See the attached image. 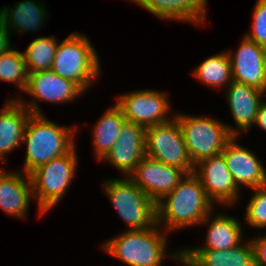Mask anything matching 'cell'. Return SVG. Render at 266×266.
<instances>
[{
    "label": "cell",
    "instance_id": "1",
    "mask_svg": "<svg viewBox=\"0 0 266 266\" xmlns=\"http://www.w3.org/2000/svg\"><path fill=\"white\" fill-rule=\"evenodd\" d=\"M213 208L199 177L193 172L185 175L172 192L156 203L157 224L165 231L200 224ZM162 221V222H161Z\"/></svg>",
    "mask_w": 266,
    "mask_h": 266
},
{
    "label": "cell",
    "instance_id": "2",
    "mask_svg": "<svg viewBox=\"0 0 266 266\" xmlns=\"http://www.w3.org/2000/svg\"><path fill=\"white\" fill-rule=\"evenodd\" d=\"M74 134L73 128L49 121L43 114H32L22 140L27 147L23 171L29 175L51 159L69 153L75 147Z\"/></svg>",
    "mask_w": 266,
    "mask_h": 266
},
{
    "label": "cell",
    "instance_id": "3",
    "mask_svg": "<svg viewBox=\"0 0 266 266\" xmlns=\"http://www.w3.org/2000/svg\"><path fill=\"white\" fill-rule=\"evenodd\" d=\"M157 227L123 232L102 244L103 249L128 266H161L167 239Z\"/></svg>",
    "mask_w": 266,
    "mask_h": 266
},
{
    "label": "cell",
    "instance_id": "4",
    "mask_svg": "<svg viewBox=\"0 0 266 266\" xmlns=\"http://www.w3.org/2000/svg\"><path fill=\"white\" fill-rule=\"evenodd\" d=\"M100 67L98 54L87 36L71 33L58 44L51 70L86 91L100 75Z\"/></svg>",
    "mask_w": 266,
    "mask_h": 266
},
{
    "label": "cell",
    "instance_id": "5",
    "mask_svg": "<svg viewBox=\"0 0 266 266\" xmlns=\"http://www.w3.org/2000/svg\"><path fill=\"white\" fill-rule=\"evenodd\" d=\"M181 128L193 164L200 160L221 154L226 144L239 131L210 117H195L178 114L174 116Z\"/></svg>",
    "mask_w": 266,
    "mask_h": 266
},
{
    "label": "cell",
    "instance_id": "6",
    "mask_svg": "<svg viewBox=\"0 0 266 266\" xmlns=\"http://www.w3.org/2000/svg\"><path fill=\"white\" fill-rule=\"evenodd\" d=\"M104 191L120 218L130 227L141 230L157 224L156 203L128 177L104 181Z\"/></svg>",
    "mask_w": 266,
    "mask_h": 266
},
{
    "label": "cell",
    "instance_id": "7",
    "mask_svg": "<svg viewBox=\"0 0 266 266\" xmlns=\"http://www.w3.org/2000/svg\"><path fill=\"white\" fill-rule=\"evenodd\" d=\"M75 149L74 147L69 153L51 159L29 174L33 197L38 200L40 214L51 210L71 185L78 164Z\"/></svg>",
    "mask_w": 266,
    "mask_h": 266
},
{
    "label": "cell",
    "instance_id": "8",
    "mask_svg": "<svg viewBox=\"0 0 266 266\" xmlns=\"http://www.w3.org/2000/svg\"><path fill=\"white\" fill-rule=\"evenodd\" d=\"M145 154L161 163L178 167L186 174L195 171L175 117L169 122L145 129Z\"/></svg>",
    "mask_w": 266,
    "mask_h": 266
},
{
    "label": "cell",
    "instance_id": "9",
    "mask_svg": "<svg viewBox=\"0 0 266 266\" xmlns=\"http://www.w3.org/2000/svg\"><path fill=\"white\" fill-rule=\"evenodd\" d=\"M126 121L133 122L145 129L154 125L169 122L166 115L170 110L168 97L163 92L141 90L123 94L117 98Z\"/></svg>",
    "mask_w": 266,
    "mask_h": 266
},
{
    "label": "cell",
    "instance_id": "10",
    "mask_svg": "<svg viewBox=\"0 0 266 266\" xmlns=\"http://www.w3.org/2000/svg\"><path fill=\"white\" fill-rule=\"evenodd\" d=\"M185 175L178 167L145 156L128 178L157 203L172 192Z\"/></svg>",
    "mask_w": 266,
    "mask_h": 266
},
{
    "label": "cell",
    "instance_id": "11",
    "mask_svg": "<svg viewBox=\"0 0 266 266\" xmlns=\"http://www.w3.org/2000/svg\"><path fill=\"white\" fill-rule=\"evenodd\" d=\"M194 173L199 177L208 198L213 203L231 205L236 202L239 186L228 170L222 154L200 160L195 164Z\"/></svg>",
    "mask_w": 266,
    "mask_h": 266
},
{
    "label": "cell",
    "instance_id": "12",
    "mask_svg": "<svg viewBox=\"0 0 266 266\" xmlns=\"http://www.w3.org/2000/svg\"><path fill=\"white\" fill-rule=\"evenodd\" d=\"M234 81L266 91V47L258 45L246 36L237 52L226 51Z\"/></svg>",
    "mask_w": 266,
    "mask_h": 266
},
{
    "label": "cell",
    "instance_id": "13",
    "mask_svg": "<svg viewBox=\"0 0 266 266\" xmlns=\"http://www.w3.org/2000/svg\"><path fill=\"white\" fill-rule=\"evenodd\" d=\"M36 103L11 99L0 111V159L21 145L30 116L42 114Z\"/></svg>",
    "mask_w": 266,
    "mask_h": 266
},
{
    "label": "cell",
    "instance_id": "14",
    "mask_svg": "<svg viewBox=\"0 0 266 266\" xmlns=\"http://www.w3.org/2000/svg\"><path fill=\"white\" fill-rule=\"evenodd\" d=\"M145 156V128L125 121L121 126L117 142L104 160H108L128 177Z\"/></svg>",
    "mask_w": 266,
    "mask_h": 266
},
{
    "label": "cell",
    "instance_id": "15",
    "mask_svg": "<svg viewBox=\"0 0 266 266\" xmlns=\"http://www.w3.org/2000/svg\"><path fill=\"white\" fill-rule=\"evenodd\" d=\"M236 138L234 136L221 153L233 179L239 187L243 184L251 190L266 186V170L262 162L249 149L237 144Z\"/></svg>",
    "mask_w": 266,
    "mask_h": 266
},
{
    "label": "cell",
    "instance_id": "16",
    "mask_svg": "<svg viewBox=\"0 0 266 266\" xmlns=\"http://www.w3.org/2000/svg\"><path fill=\"white\" fill-rule=\"evenodd\" d=\"M168 256L184 266H255L250 240L228 250H180Z\"/></svg>",
    "mask_w": 266,
    "mask_h": 266
},
{
    "label": "cell",
    "instance_id": "17",
    "mask_svg": "<svg viewBox=\"0 0 266 266\" xmlns=\"http://www.w3.org/2000/svg\"><path fill=\"white\" fill-rule=\"evenodd\" d=\"M83 89L70 79L62 78L51 69L29 73L27 87L24 92L50 103L71 102Z\"/></svg>",
    "mask_w": 266,
    "mask_h": 266
},
{
    "label": "cell",
    "instance_id": "18",
    "mask_svg": "<svg viewBox=\"0 0 266 266\" xmlns=\"http://www.w3.org/2000/svg\"><path fill=\"white\" fill-rule=\"evenodd\" d=\"M226 95L237 130L242 133L249 130L256 121L260 99L262 95L266 97L265 92L233 80Z\"/></svg>",
    "mask_w": 266,
    "mask_h": 266
},
{
    "label": "cell",
    "instance_id": "19",
    "mask_svg": "<svg viewBox=\"0 0 266 266\" xmlns=\"http://www.w3.org/2000/svg\"><path fill=\"white\" fill-rule=\"evenodd\" d=\"M155 16L165 20H179L203 24L207 0H130Z\"/></svg>",
    "mask_w": 266,
    "mask_h": 266
},
{
    "label": "cell",
    "instance_id": "20",
    "mask_svg": "<svg viewBox=\"0 0 266 266\" xmlns=\"http://www.w3.org/2000/svg\"><path fill=\"white\" fill-rule=\"evenodd\" d=\"M0 171V208L11 216L24 218L33 196L30 176Z\"/></svg>",
    "mask_w": 266,
    "mask_h": 266
},
{
    "label": "cell",
    "instance_id": "21",
    "mask_svg": "<svg viewBox=\"0 0 266 266\" xmlns=\"http://www.w3.org/2000/svg\"><path fill=\"white\" fill-rule=\"evenodd\" d=\"M210 215L201 222V224L209 223L206 245L204 247L199 246V248H186L183 250H228L241 243L242 228L235 218L222 214L211 218Z\"/></svg>",
    "mask_w": 266,
    "mask_h": 266
},
{
    "label": "cell",
    "instance_id": "22",
    "mask_svg": "<svg viewBox=\"0 0 266 266\" xmlns=\"http://www.w3.org/2000/svg\"><path fill=\"white\" fill-rule=\"evenodd\" d=\"M106 110L93 128L95 157L102 161L111 151L120 135L121 126L126 121L121 108L114 104Z\"/></svg>",
    "mask_w": 266,
    "mask_h": 266
},
{
    "label": "cell",
    "instance_id": "23",
    "mask_svg": "<svg viewBox=\"0 0 266 266\" xmlns=\"http://www.w3.org/2000/svg\"><path fill=\"white\" fill-rule=\"evenodd\" d=\"M46 15V8L33 0L16 3L15 7L11 10L7 6L0 10V16L3 18L9 31L12 28L18 32L38 30V28H41L42 23L46 22L45 18H48Z\"/></svg>",
    "mask_w": 266,
    "mask_h": 266
},
{
    "label": "cell",
    "instance_id": "24",
    "mask_svg": "<svg viewBox=\"0 0 266 266\" xmlns=\"http://www.w3.org/2000/svg\"><path fill=\"white\" fill-rule=\"evenodd\" d=\"M192 74L202 83L218 88H227L233 81L232 69L227 52L213 55L193 70Z\"/></svg>",
    "mask_w": 266,
    "mask_h": 266
},
{
    "label": "cell",
    "instance_id": "25",
    "mask_svg": "<svg viewBox=\"0 0 266 266\" xmlns=\"http://www.w3.org/2000/svg\"><path fill=\"white\" fill-rule=\"evenodd\" d=\"M58 44L54 36L34 39L23 53L28 73L50 70Z\"/></svg>",
    "mask_w": 266,
    "mask_h": 266
},
{
    "label": "cell",
    "instance_id": "26",
    "mask_svg": "<svg viewBox=\"0 0 266 266\" xmlns=\"http://www.w3.org/2000/svg\"><path fill=\"white\" fill-rule=\"evenodd\" d=\"M28 76L23 52L10 49L0 54V81L16 83L21 90L25 91Z\"/></svg>",
    "mask_w": 266,
    "mask_h": 266
},
{
    "label": "cell",
    "instance_id": "27",
    "mask_svg": "<svg viewBox=\"0 0 266 266\" xmlns=\"http://www.w3.org/2000/svg\"><path fill=\"white\" fill-rule=\"evenodd\" d=\"M252 195L246 207L245 219L255 228L266 227V186L253 188Z\"/></svg>",
    "mask_w": 266,
    "mask_h": 266
},
{
    "label": "cell",
    "instance_id": "28",
    "mask_svg": "<svg viewBox=\"0 0 266 266\" xmlns=\"http://www.w3.org/2000/svg\"><path fill=\"white\" fill-rule=\"evenodd\" d=\"M252 17V31L245 36L258 45L266 47V0L256 1Z\"/></svg>",
    "mask_w": 266,
    "mask_h": 266
},
{
    "label": "cell",
    "instance_id": "29",
    "mask_svg": "<svg viewBox=\"0 0 266 266\" xmlns=\"http://www.w3.org/2000/svg\"><path fill=\"white\" fill-rule=\"evenodd\" d=\"M250 242L253 247L255 266H266V234Z\"/></svg>",
    "mask_w": 266,
    "mask_h": 266
},
{
    "label": "cell",
    "instance_id": "30",
    "mask_svg": "<svg viewBox=\"0 0 266 266\" xmlns=\"http://www.w3.org/2000/svg\"><path fill=\"white\" fill-rule=\"evenodd\" d=\"M9 29L3 18L0 16V54L8 52L11 49Z\"/></svg>",
    "mask_w": 266,
    "mask_h": 266
},
{
    "label": "cell",
    "instance_id": "31",
    "mask_svg": "<svg viewBox=\"0 0 266 266\" xmlns=\"http://www.w3.org/2000/svg\"><path fill=\"white\" fill-rule=\"evenodd\" d=\"M260 128L264 129L266 131V102L262 101L260 102L258 113L256 116L255 123Z\"/></svg>",
    "mask_w": 266,
    "mask_h": 266
}]
</instances>
